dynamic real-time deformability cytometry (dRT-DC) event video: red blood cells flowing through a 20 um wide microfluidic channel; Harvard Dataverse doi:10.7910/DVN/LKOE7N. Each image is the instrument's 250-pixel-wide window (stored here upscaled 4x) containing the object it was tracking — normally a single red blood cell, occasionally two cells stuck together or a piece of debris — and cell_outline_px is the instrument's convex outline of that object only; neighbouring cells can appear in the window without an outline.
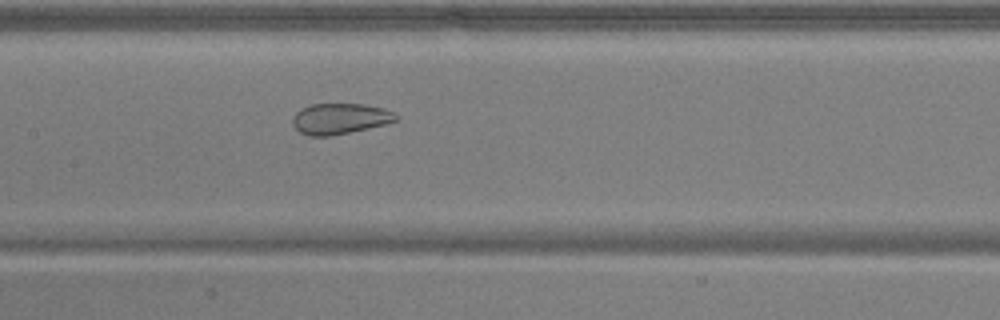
{"species": "common noctule bat (a hibernating species)", "species_latin": "Nyctalus noctula", "temperature_condition": "warm", "stored_images_in_passage": 39, "camera_frame_rate_fps": 3000, "um_per_image_px": 0.085, "animal": {"sex": "male", "body_mass_g": 17.9, "forearm_length_mm": 54.2}, "frame": {"image": 1, "passage_image": 18, "time_ms": 5.667, "image_size_px": [1000, 320], "cell_outline_px": [[396, 120], [384, 124], [368, 128], [332, 136], [308, 136], [300, 132], [292, 124], [292, 120], [296, 112], [312, 104], [364, 104], [384, 108], [392, 112], [396, 116]], "centroid_in_image_um": [28.86, 10.09], "position_along_channel_um": 178.5, "area_um2": 18.32}}
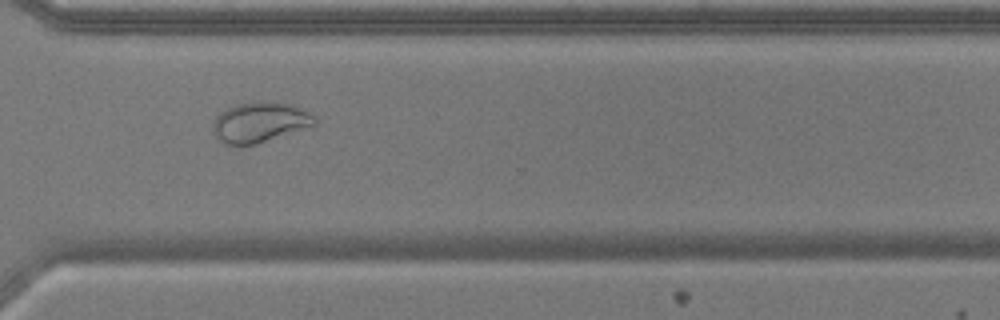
{"frame": {"image": 2, "passage_image": 31, "time_ms": 10.0, "image_size_px": [1000, 320], "cell_outline_px": [[316, 124], [252, 144], [224, 144], [212, 132], [212, 124], [216, 116], [220, 112], [236, 104], [252, 100], [264, 100], [292, 104], [304, 108], [316, 116]], "centroid_in_image_um": [22.07, 10.33], "position_along_channel_um": 348.5, "area_um2": 23.81}}
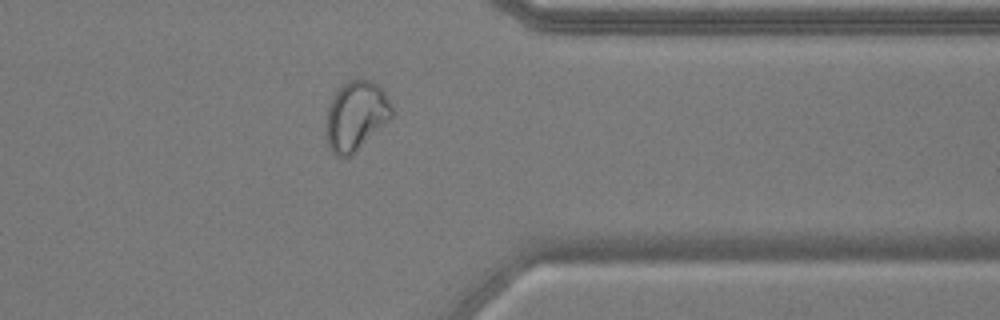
{"frame": {"image": 3, "passage_image": 34, "time_ms": 11.0, "image_size_px": [1000, 320], "cell_outline_px": [[392, 116], [352, 156], [344, 160], [336, 156], [332, 152], [328, 144], [324, 124], [328, 108], [332, 96], [348, 80], [368, 80], [376, 84], [384, 92], [392, 104]], "centroid_in_image_um": [30.21, 9.89], "position_along_channel_um": 381.2, "area_um2": 26.65}}